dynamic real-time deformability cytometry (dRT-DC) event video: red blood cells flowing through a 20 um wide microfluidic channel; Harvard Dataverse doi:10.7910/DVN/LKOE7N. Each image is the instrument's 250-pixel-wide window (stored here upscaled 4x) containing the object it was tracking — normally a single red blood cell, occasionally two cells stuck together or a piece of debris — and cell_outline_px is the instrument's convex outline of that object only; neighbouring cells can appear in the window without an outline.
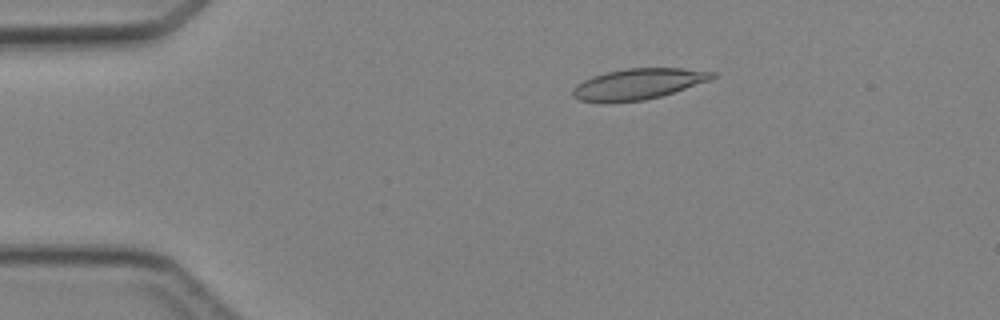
{"species": "Egyptian fruit bat (a non-hibernating species)", "species_latin": "Rousettus aegyptiacus", "temperature_condition": "cold", "stored_images_in_passage": 3, "camera_frame_rate_fps": 3000, "um_per_image_px": 0.085, "animal": {"sex": "female"}, "frame": {"image": 1, "passage_image": 2, "time_ms": 2.0, "image_size_px": [1000, 320], "cell_outline_px": [[716, 76], [708, 80], [660, 96], [644, 100], [580, 100], [572, 96], [572, 88], [576, 84], [592, 76], [604, 72], [628, 68], [680, 68], [716, 72]], "centroid_in_image_um": [54.23, 7.1], "position_along_channel_um": 30.8, "area_um2": 24.22}}